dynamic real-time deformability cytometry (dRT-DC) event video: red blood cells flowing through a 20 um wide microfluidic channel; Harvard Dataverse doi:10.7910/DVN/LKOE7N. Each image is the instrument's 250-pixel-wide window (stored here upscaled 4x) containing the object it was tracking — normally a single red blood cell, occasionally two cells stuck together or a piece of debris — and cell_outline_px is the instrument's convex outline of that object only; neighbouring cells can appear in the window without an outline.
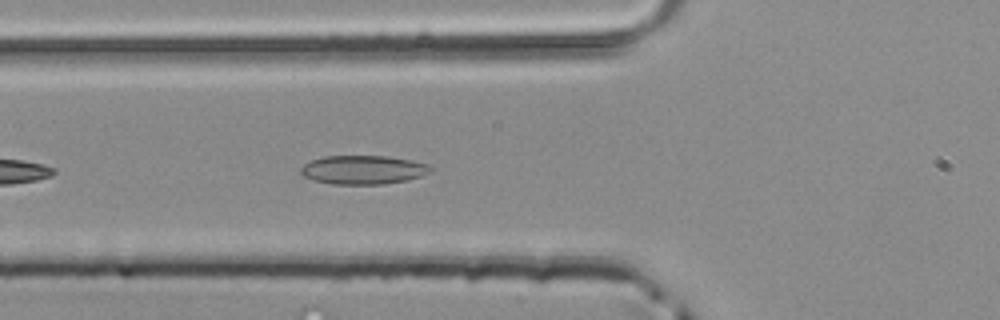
{"species": "common noctule bat (a hibernating species)", "species_latin": "Nyctalus noctula", "temperature_condition": "room temperature", "stored_images_in_passage": 14, "camera_frame_rate_fps": 3000, "um_per_image_px": 0.085, "animal": {"sex": "male", "body_mass_g": 20.4}, "frame": {"image": 1, "passage_image": 5, "time_ms": 1.333, "image_size_px": [1000, 320], "cell_outline_px": [[432, 172], [424, 176], [408, 180], [384, 184], [332, 184], [312, 180], [304, 176], [300, 172], [300, 168], [304, 164], [312, 160], [324, 156], [388, 156], [412, 160], [428, 164], [432, 168]], "centroid_in_image_um": [30.91, 14.43], "position_along_channel_um": 94.9, "area_um2": 22.02}}
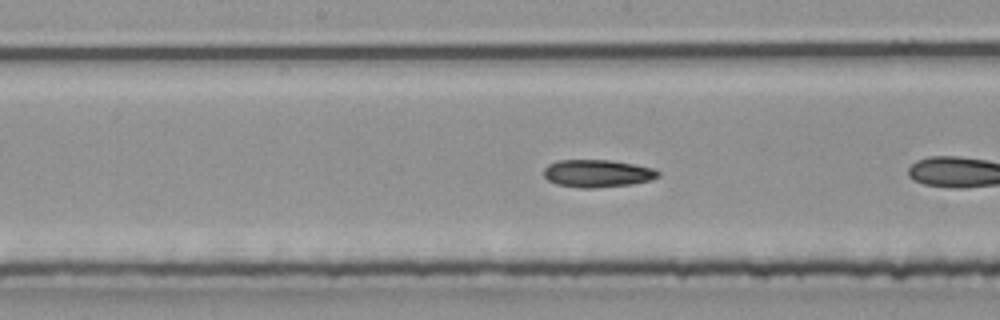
{"frame": {"image": 2, "passage_image": 10, "time_ms": 3.0, "image_size_px": [1000, 320], "cell_outline_px": [[660, 176], [652, 180], [632, 184], [596, 188], [580, 188], [556, 184], [548, 180], [544, 176], [544, 168], [548, 164], [556, 160], [608, 160], [632, 164], [652, 168], [660, 172]], "centroid_in_image_um": [50.76, 14.75], "position_along_channel_um": 197.4, "area_um2": 18.44}}